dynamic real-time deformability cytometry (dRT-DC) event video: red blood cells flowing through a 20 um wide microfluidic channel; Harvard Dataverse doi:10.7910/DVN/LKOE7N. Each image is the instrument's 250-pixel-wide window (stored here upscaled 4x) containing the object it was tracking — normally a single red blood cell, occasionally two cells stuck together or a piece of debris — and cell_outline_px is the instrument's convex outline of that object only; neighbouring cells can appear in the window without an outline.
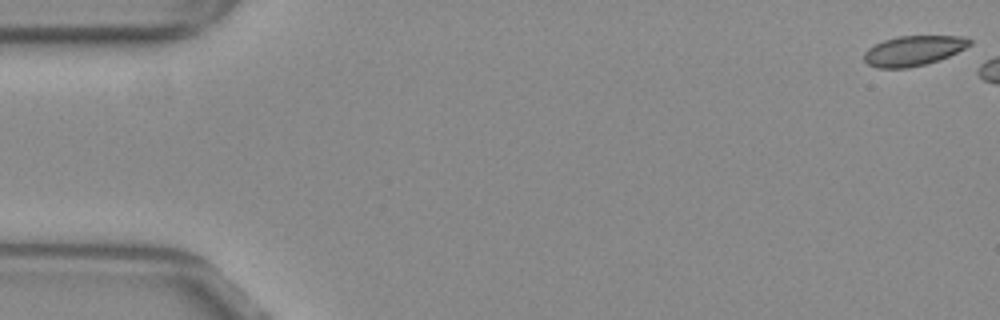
{"species": "common noctule bat (a hibernating species)", "species_latin": "Nyctalus noctula", "temperature_condition": "warm", "stored_images_in_passage": 6, "camera_frame_rate_fps": 3000, "um_per_image_px": 0.085, "animal": {"sex": "female", "body_mass_g": 29.2, "forearm_length_mm": 56.3}, "frame": {"image": 1, "passage_image": 1, "time_ms": 0.0, "image_size_px": [1000, 320], "cell_outline_px": [[972, 44], [940, 60], [908, 68], [880, 68], [868, 64], [864, 60], [864, 52], [868, 48], [884, 40], [896, 36], [964, 36], [972, 40]], "centroid_in_image_um": [77.64, 4.3], "position_along_channel_um": 7.4, "area_um2": 18.38}}